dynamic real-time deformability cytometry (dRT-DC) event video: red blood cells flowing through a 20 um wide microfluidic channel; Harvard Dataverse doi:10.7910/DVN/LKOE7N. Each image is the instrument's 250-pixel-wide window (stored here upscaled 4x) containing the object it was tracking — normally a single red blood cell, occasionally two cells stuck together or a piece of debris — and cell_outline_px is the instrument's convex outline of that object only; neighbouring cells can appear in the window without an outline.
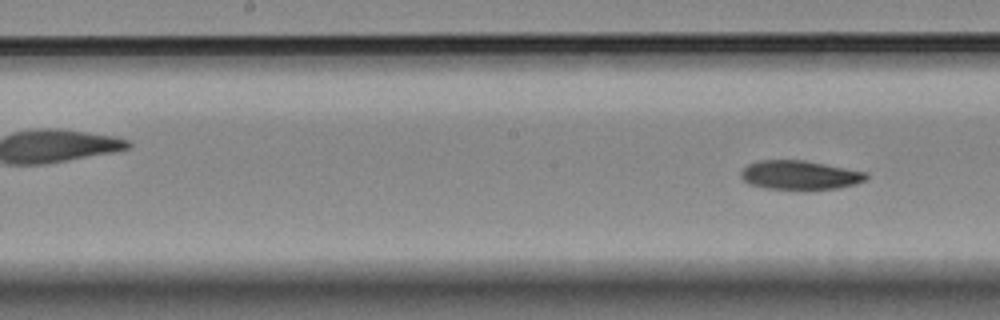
{"species": "Egyptian fruit bat (a non-hibernating species)", "species_latin": "Rousettus aegyptiacus", "temperature_condition": "room temperature", "stored_images_in_passage": 7, "segment_of_instrument_passage": [2, 2], "camera_frame_rate_fps": 3000, "um_per_image_px": 0.085, "animal": {"sex": "female"}, "frame": {"image": 1, "passage_image": 7, "time_ms": 7.0, "image_size_px": [1000, 320], "cell_outline_px": [[868, 176], [864, 180], [852, 184], [836, 188], [808, 192], [804, 192], [764, 188], [748, 184], [740, 176], [740, 172], [748, 164], [760, 160], [804, 160], [868, 172]], "centroid_in_image_um": [67.95, 14.92], "position_along_channel_um": 180.2, "area_um2": 21.85}}